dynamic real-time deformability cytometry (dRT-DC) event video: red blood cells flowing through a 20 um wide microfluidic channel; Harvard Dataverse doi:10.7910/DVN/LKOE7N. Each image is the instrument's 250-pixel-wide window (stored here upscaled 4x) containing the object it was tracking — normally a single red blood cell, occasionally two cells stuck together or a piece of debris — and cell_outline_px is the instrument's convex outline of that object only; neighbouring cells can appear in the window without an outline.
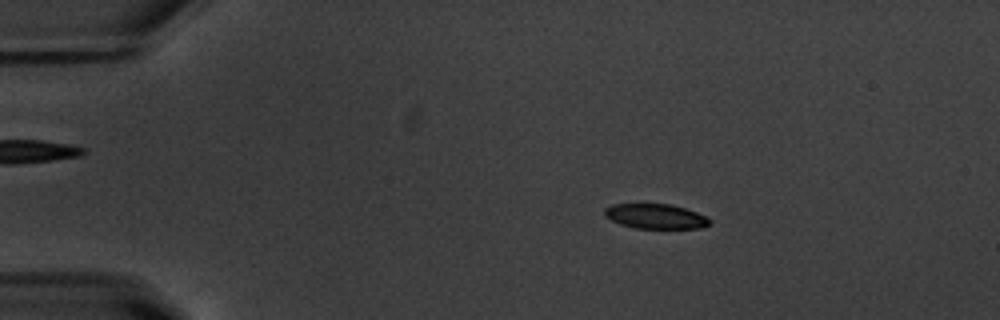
{"species": "common noctule bat (a hibernating species)", "species_latin": "Nyctalus noctula", "temperature_condition": "warm", "stored_images_in_passage": 52, "camera_frame_rate_fps": 3000, "um_per_image_px": 0.085, "animal": {"sex": "male", "body_mass_g": 20.1, "forearm_length_mm": 53.5}, "frame": {"image": 1, "passage_image": 8, "time_ms": 2.333, "image_size_px": [1000, 320], "cell_outline_px": [[712, 224], [700, 228], [636, 228], [620, 224], [604, 216], [604, 208], [612, 204], [668, 204], [684, 208], [708, 216], [712, 220]], "centroid_in_image_um": [55.75, 18.39], "position_along_channel_um": 29.3, "area_um2": 15.26}}
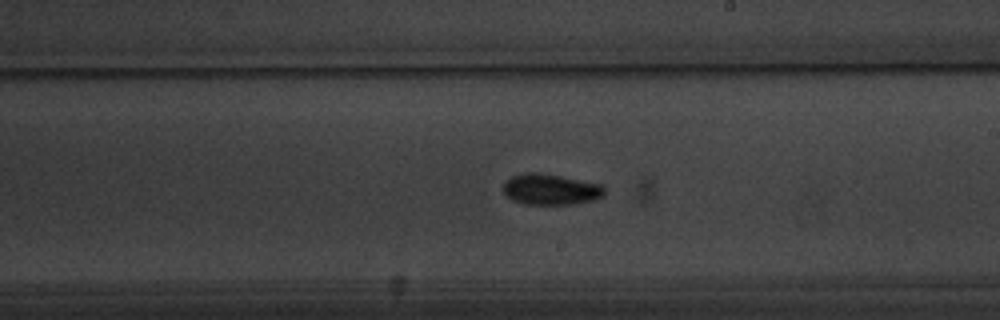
{"frame": {"image": 2, "passage_image": 30, "time_ms": 9.667, "image_size_px": [1000, 320], "cell_outline_px": [[604, 196], [596, 200], [572, 204], [524, 204], [512, 200], [504, 196], [504, 184], [512, 176], [524, 172], [536, 172], [560, 176], [604, 184]], "centroid_in_image_um": [46.83, 16.1], "position_along_channel_um": 242.2, "area_um2": 18.38}}
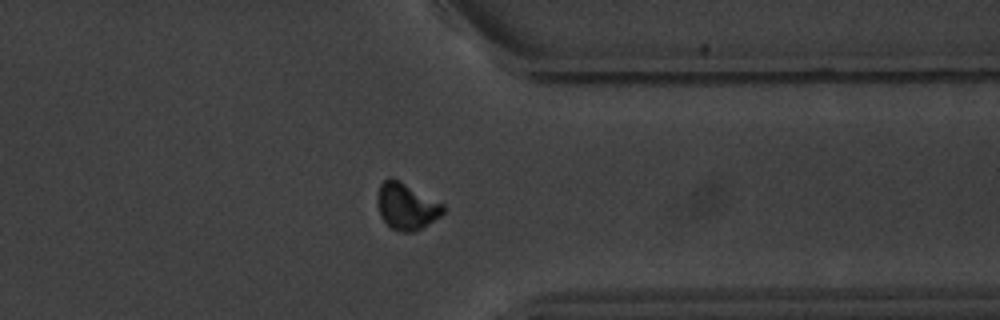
{"frame": {"image": 3, "passage_image": 41, "time_ms": 13.333, "image_size_px": [1000, 320], "cell_outline_px": [[448, 208], [440, 216], [416, 232], [400, 232], [392, 228], [380, 216], [376, 200], [376, 196], [380, 184], [388, 176], [392, 176], [400, 180], [444, 204]], "centroid_in_image_um": [34.55, 17.51], "position_along_channel_um": 376.9, "area_um2": 18.21}, "authors_computed_cell_mechanics": {"area_um2": 17.0799, "velocity_mm_per_s": 3.7635, "shape_relaxation_time_tau1_ms": 2.4021, "shape_relaxation_time_tau2_ms": 4.0397, "deformation_change_tau1": 0.1205, "deformation_change_tau2": 0.0776}}